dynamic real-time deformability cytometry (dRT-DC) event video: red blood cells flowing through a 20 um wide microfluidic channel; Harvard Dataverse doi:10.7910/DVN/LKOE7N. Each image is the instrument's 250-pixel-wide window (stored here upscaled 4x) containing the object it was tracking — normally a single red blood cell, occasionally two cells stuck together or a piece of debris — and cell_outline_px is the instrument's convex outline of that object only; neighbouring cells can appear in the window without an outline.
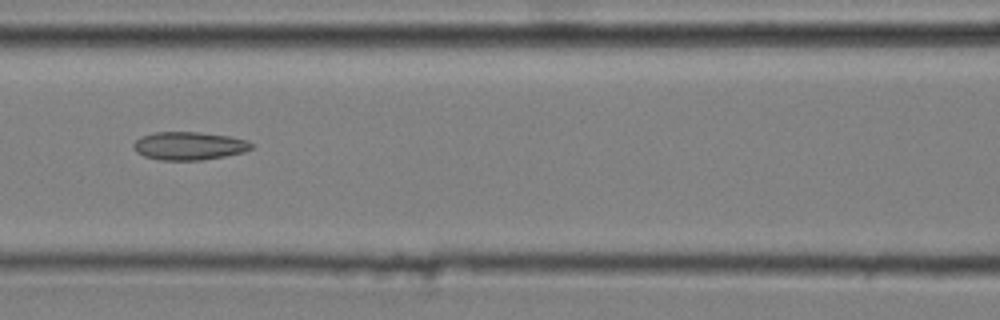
{"species": "common noctule bat (a hibernating species)", "species_latin": "Nyctalus noctula", "temperature_condition": "cold", "stored_images_in_passage": 9, "camera_frame_rate_fps": 3000, "um_per_image_px": 0.085, "animal": {"sex": "male", "body_mass_g": 20.4}, "frame": {"image": 1, "passage_image": 7, "time_ms": 2.0, "image_size_px": [1000, 320], "cell_outline_px": [[252, 148], [244, 152], [224, 156], [200, 160], [160, 160], [144, 156], [136, 152], [132, 144], [140, 136], [152, 132], [200, 132], [232, 136], [248, 140], [252, 144]], "centroid_in_image_um": [16.06, 12.38], "position_along_channel_um": 150.5, "area_um2": 19.48}}
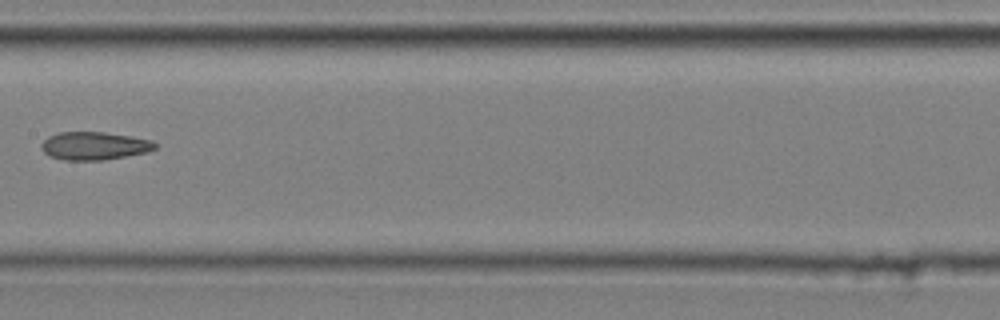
{"frame": {"image": 2, "passage_image": 8, "time_ms": 2.333, "image_size_px": [1000, 320], "cell_outline_px": [[156, 148], [148, 152], [104, 160], [64, 160], [48, 156], [40, 148], [40, 144], [48, 136], [60, 132], [104, 132], [132, 136], [152, 140], [156, 144]], "centroid_in_image_um": [8.0, 12.4], "position_along_channel_um": 199.4, "area_um2": 18.73}}
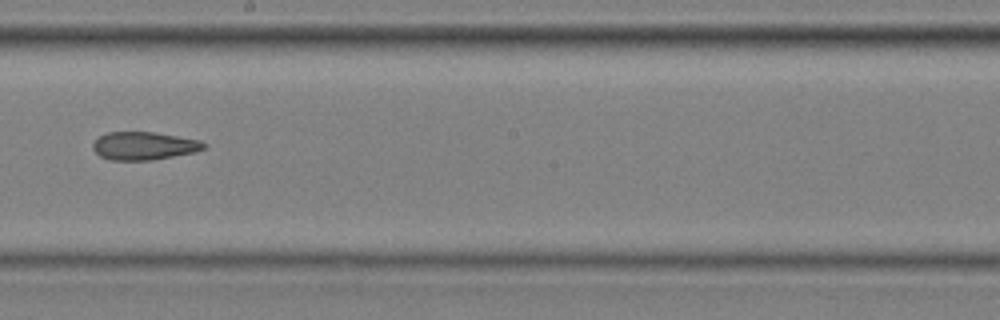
{"frame": {"image": 3, "passage_image": 9, "time_ms": 2.667, "image_size_px": [1000, 320], "cell_outline_px": [[208, 148], [196, 152], [152, 160], [108, 160], [100, 156], [92, 148], [92, 144], [100, 136], [108, 132], [152, 132], [200, 140], [208, 144]], "centroid_in_image_um": [12.27, 12.4], "position_along_channel_um": 235.9, "area_um2": 18.21}}